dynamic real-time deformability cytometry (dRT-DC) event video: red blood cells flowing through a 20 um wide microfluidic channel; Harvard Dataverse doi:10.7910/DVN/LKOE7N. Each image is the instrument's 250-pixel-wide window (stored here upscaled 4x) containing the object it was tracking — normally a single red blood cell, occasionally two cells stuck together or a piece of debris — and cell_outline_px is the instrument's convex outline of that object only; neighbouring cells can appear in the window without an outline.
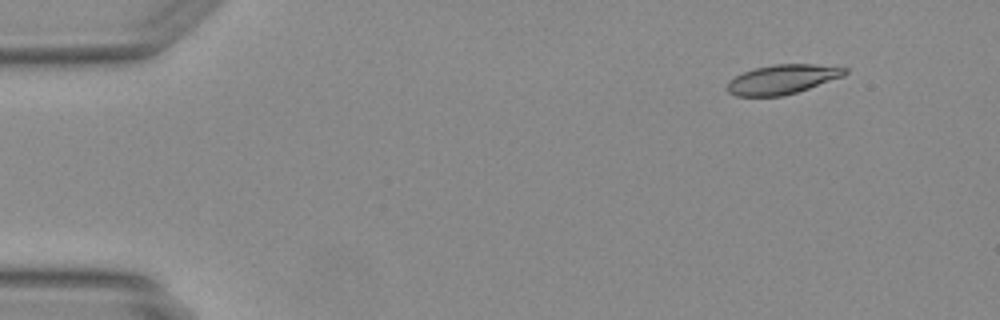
{"species": "Egyptian fruit bat (a non-hibernating species)", "species_latin": "Rousettus aegyptiacus", "temperature_condition": "warm", "stored_images_in_passage": 48, "camera_frame_rate_fps": 3000, "um_per_image_px": 0.085, "animal": {"sex": "female"}, "frame": {"image": 1, "passage_image": 5, "time_ms": 1.333, "image_size_px": [1000, 320], "cell_outline_px": [[848, 72], [844, 76], [784, 96], [736, 96], [728, 92], [728, 80], [744, 72], [756, 68], [772, 64], [816, 64], [848, 68]], "centroid_in_image_um": [66.52, 6.74], "position_along_channel_um": 18.5, "area_um2": 20.06}}
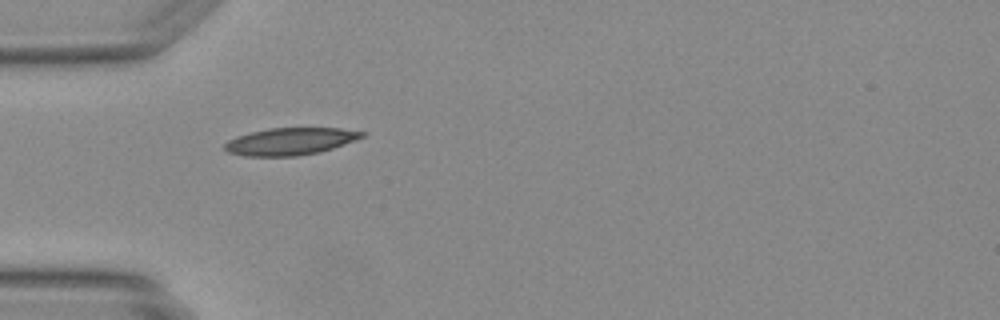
{"frame": {"image": 2, "passage_image": 15, "time_ms": 4.667, "image_size_px": [1000, 320], "cell_outline_px": [[364, 136], [356, 140], [320, 152], [296, 156], [244, 156], [228, 152], [224, 148], [224, 144], [228, 140], [236, 136], [268, 128], [340, 128], [364, 132]], "centroid_in_image_um": [24.65, 12.02], "position_along_channel_um": 60.4, "area_um2": 21.68}}
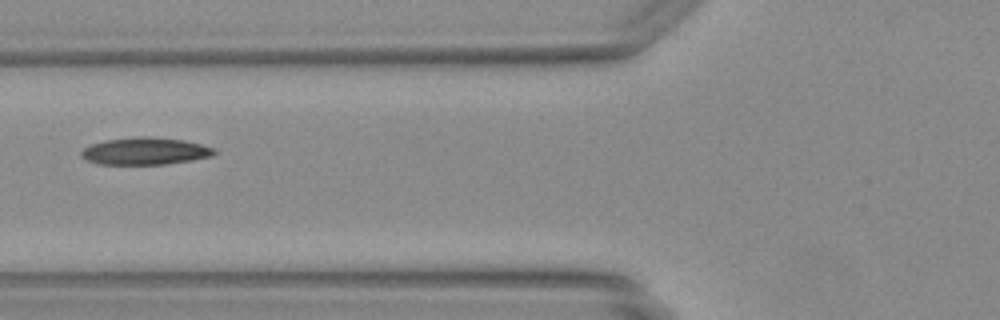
{"frame": {"image": 3, "passage_image": 19, "time_ms": 6.0, "image_size_px": [1000, 320], "cell_outline_px": [[216, 152], [212, 156], [192, 160], [164, 164], [96, 164], [80, 156], [80, 152], [84, 148], [92, 144], [108, 140], [136, 136], [148, 136], [184, 140], [216, 148]], "centroid_in_image_um": [12.35, 12.84], "position_along_channel_um": 113.5, "area_um2": 21.04}}